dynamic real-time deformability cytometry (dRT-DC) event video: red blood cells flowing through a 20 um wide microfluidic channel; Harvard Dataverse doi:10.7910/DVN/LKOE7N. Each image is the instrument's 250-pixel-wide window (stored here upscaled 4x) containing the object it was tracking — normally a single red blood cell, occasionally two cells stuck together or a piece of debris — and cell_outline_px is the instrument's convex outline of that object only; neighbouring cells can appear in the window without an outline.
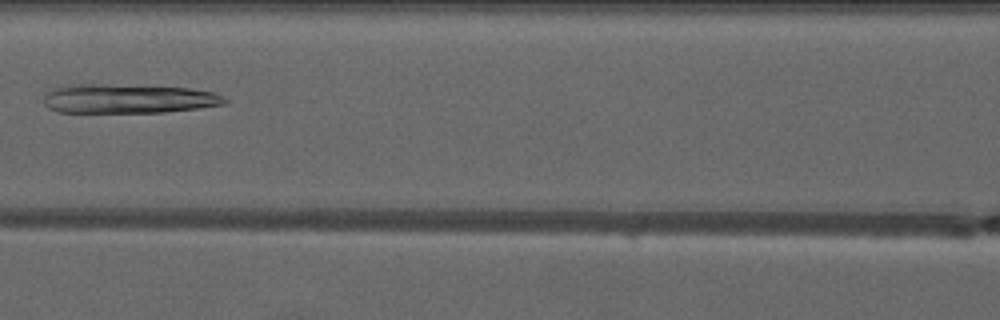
{"species": "common noctule bat (a hibernating species)", "species_latin": "Nyctalus noctula", "temperature_condition": "warm", "stored_images_in_passage": 7, "camera_frame_rate_fps": 3000, "um_per_image_px": 0.085, "animal": {"sex": "male", "forearm_length_mm": 52.5}, "frame": {"image": 1, "passage_image": 7, "time_ms": 7.0, "image_size_px": [1000, 320], "cell_outline_px": [[228, 100], [224, 104], [196, 108], [164, 112], [60, 112], [48, 108], [44, 104], [44, 96], [52, 88], [80, 84], [104, 84], [192, 88], [216, 92], [224, 96]], "centroid_in_image_um": [10.92, 8.38], "position_along_channel_um": 155.7, "area_um2": 30.75}}